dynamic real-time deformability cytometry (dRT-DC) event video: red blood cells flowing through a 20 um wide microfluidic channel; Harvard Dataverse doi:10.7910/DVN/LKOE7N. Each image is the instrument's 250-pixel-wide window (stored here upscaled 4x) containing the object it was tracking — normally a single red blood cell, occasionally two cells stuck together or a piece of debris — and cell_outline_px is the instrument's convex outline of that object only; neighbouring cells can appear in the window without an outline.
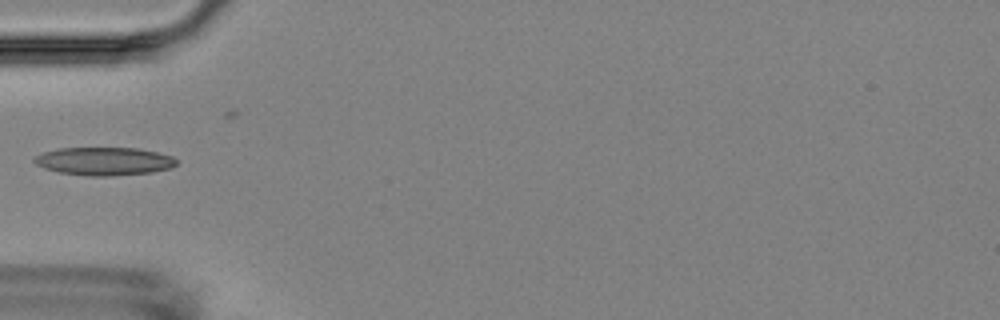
{"species": "Egyptian fruit bat (a non-hibernating species)", "species_latin": "Rousettus aegyptiacus", "temperature_condition": "room temperature", "stored_images_in_passage": 7, "camera_frame_rate_fps": 3000, "um_per_image_px": 0.085, "animal": {"sex": "female"}, "frame": {"image": 1, "passage_image": 5, "time_ms": 5.333, "image_size_px": [1000, 320], "cell_outline_px": [[180, 160], [172, 168], [152, 172], [108, 176], [88, 176], [60, 172], [44, 168], [36, 164], [32, 160], [36, 156], [44, 152], [60, 148], [136, 148], [156, 152], [172, 156]], "centroid_in_image_um": [8.88, 13.7], "position_along_channel_um": 76.1, "area_um2": 23.24}}